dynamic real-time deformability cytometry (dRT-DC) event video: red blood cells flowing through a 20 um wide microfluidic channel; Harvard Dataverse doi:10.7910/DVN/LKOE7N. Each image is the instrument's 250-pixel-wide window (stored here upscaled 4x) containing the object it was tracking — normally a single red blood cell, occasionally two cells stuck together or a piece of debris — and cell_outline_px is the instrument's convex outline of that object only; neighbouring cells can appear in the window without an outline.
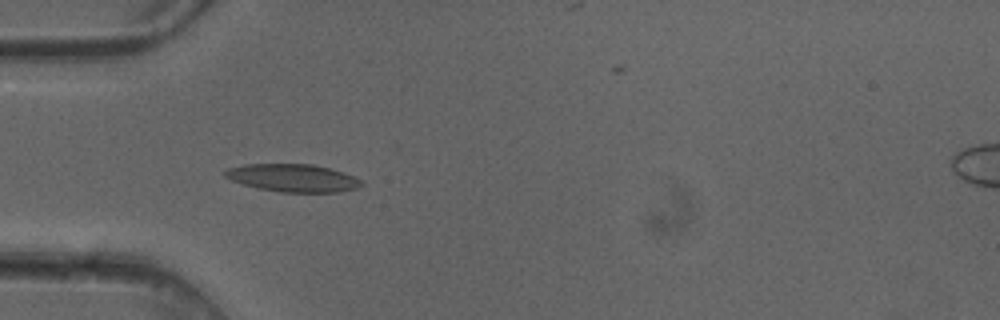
{"species": "common noctule bat (a hibernating species)", "species_latin": "Nyctalus noctula", "temperature_condition": "cold", "stored_images_in_passage": 3, "camera_frame_rate_fps": 3000, "um_per_image_px": 0.085, "animal": {"sex": "female"}, "frame": {"image": 1, "passage_image": 3, "time_ms": 0.667, "image_size_px": [1000, 320], "cell_outline_px": [[364, 184], [356, 188], [340, 192], [280, 192], [260, 188], [244, 184], [232, 180], [224, 176], [224, 172], [228, 168], [244, 164], [312, 164], [344, 172], [360, 180]], "centroid_in_image_um": [24.9, 15.12], "position_along_channel_um": 60.1, "area_um2": 21.85}}